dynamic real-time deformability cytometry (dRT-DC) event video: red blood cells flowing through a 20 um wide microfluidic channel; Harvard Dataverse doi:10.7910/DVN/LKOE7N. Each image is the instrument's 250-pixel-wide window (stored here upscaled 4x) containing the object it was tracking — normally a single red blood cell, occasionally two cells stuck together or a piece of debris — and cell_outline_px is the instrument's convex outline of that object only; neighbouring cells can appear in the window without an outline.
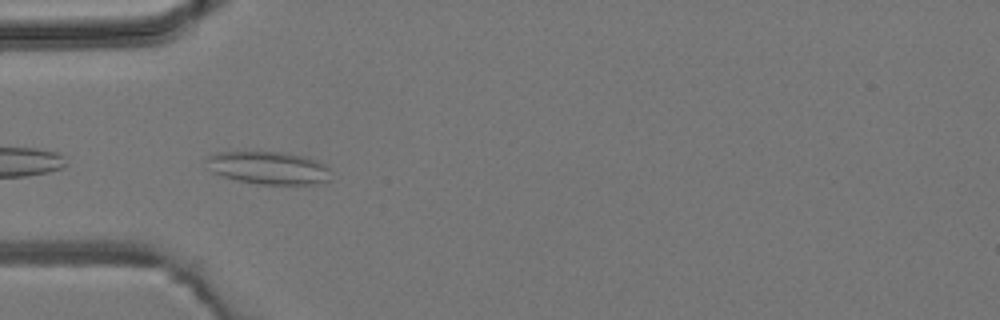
{"species": "common noctule bat (a hibernating species)", "species_latin": "Nyctalus noctula", "temperature_condition": "room temperature", "stored_images_in_passage": 5, "camera_frame_rate_fps": 3000, "um_per_image_px": 0.085, "animal": {"sex": "male", "body_mass_g": 19.2, "forearm_length_mm": 51.8}, "frame": {"image": 1, "passage_image": 3, "time_ms": 2.333, "image_size_px": [1000, 320], "cell_outline_px": [[332, 180], [316, 184], [260, 184], [236, 180], [212, 172], [204, 160], [208, 156], [220, 152], [288, 152], [304, 156], [316, 160], [324, 164], [328, 168]], "centroid_in_image_um": [22.85, 14.27], "position_along_channel_um": 62.2, "area_um2": 23.87}}
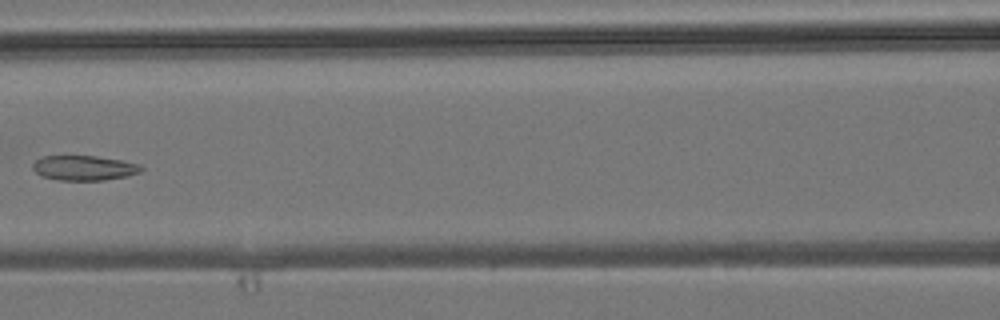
{"frame": {"image": 2, "passage_image": 5, "time_ms": 4.667, "image_size_px": [1000, 320], "cell_outline_px": [[144, 168], [140, 172], [128, 176], [104, 180], [56, 180], [40, 176], [32, 168], [32, 164], [36, 160], [44, 156], [96, 156], [120, 160], [140, 164]], "centroid_in_image_um": [7.14, 14.28], "position_along_channel_um": 159.5, "area_um2": 15.78}}